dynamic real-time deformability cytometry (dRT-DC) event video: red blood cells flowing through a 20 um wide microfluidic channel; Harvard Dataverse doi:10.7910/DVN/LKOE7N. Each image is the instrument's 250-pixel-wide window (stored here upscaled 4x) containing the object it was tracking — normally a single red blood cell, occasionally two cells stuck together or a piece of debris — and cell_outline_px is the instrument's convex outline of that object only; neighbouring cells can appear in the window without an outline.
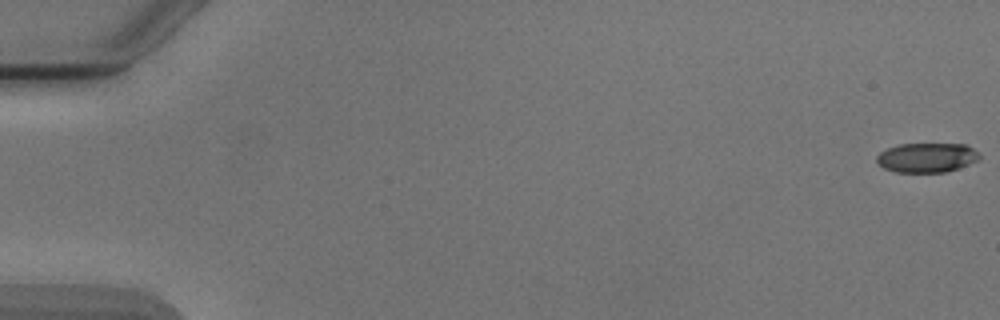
{"species": "Egyptian fruit bat (a non-hibernating species)", "species_latin": "Rousettus aegyptiacus", "temperature_condition": "cold", "stored_images_in_passage": 6, "camera_frame_rate_fps": 3000, "um_per_image_px": 0.085, "animal": {"sex": "male"}, "frame": {"image": 1, "passage_image": 1, "time_ms": 0.0, "image_size_px": [1000, 320], "cell_outline_px": [[980, 156], [976, 160], [968, 164], [944, 172], [896, 172], [884, 168], [876, 160], [876, 156], [880, 152], [888, 148], [900, 144], [964, 144], [972, 148]], "centroid_in_image_um": [78.73, 13.39], "position_along_channel_um": 6.3, "area_um2": 17.34}}
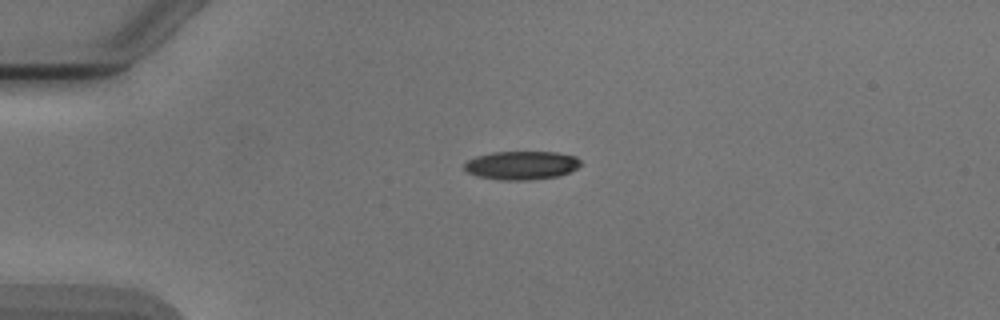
{"frame": {"image": 2, "passage_image": 5, "time_ms": 4.333, "image_size_px": [1000, 320], "cell_outline_px": [[580, 164], [576, 168], [568, 172], [556, 176], [528, 180], [500, 180], [480, 176], [468, 172], [464, 168], [464, 164], [468, 160], [476, 156], [492, 152], [556, 152], [576, 156], [580, 160]], "centroid_in_image_um": [44.32, 14.04], "position_along_channel_um": 40.7, "area_um2": 19.13}}